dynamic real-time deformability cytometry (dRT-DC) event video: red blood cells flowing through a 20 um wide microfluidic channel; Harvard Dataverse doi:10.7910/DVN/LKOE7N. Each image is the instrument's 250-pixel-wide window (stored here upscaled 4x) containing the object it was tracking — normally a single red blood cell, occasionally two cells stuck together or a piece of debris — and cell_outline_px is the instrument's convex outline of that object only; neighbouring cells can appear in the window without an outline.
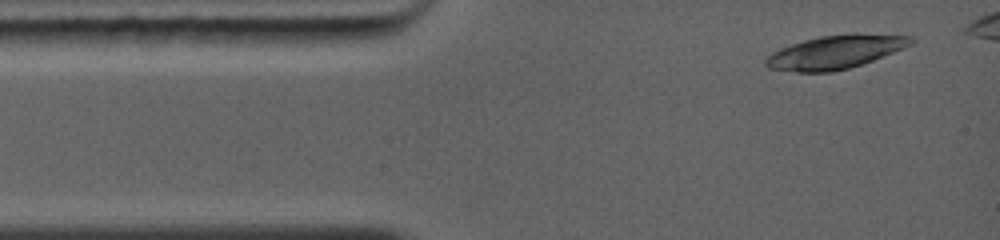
{"species": "common noctule bat (a hibernating species)", "species_latin": "Nyctalus noctula", "temperature_condition": "warm", "stored_images_in_passage": 3, "camera_frame_rate_fps": 5000, "um_per_image_px": 0.085, "animal": {"sex": "female", "body_mass_g": 19.0, "forearm_length_mm": 56.7}, "frame": {"image": 1, "passage_image": 1, "time_ms": 0.0, "image_size_px": [1000, 240], "cell_outline_px": [[916, 40], [912, 44], [904, 48], [872, 60], [848, 68], [832, 72], [796, 72], [768, 68], [764, 64], [764, 60], [772, 52], [780, 48], [804, 40], [820, 36], [856, 32], [912, 36]], "centroid_in_image_um": [71.02, 4.4], "position_along_channel_um": 14.0, "area_um2": 28.5}}